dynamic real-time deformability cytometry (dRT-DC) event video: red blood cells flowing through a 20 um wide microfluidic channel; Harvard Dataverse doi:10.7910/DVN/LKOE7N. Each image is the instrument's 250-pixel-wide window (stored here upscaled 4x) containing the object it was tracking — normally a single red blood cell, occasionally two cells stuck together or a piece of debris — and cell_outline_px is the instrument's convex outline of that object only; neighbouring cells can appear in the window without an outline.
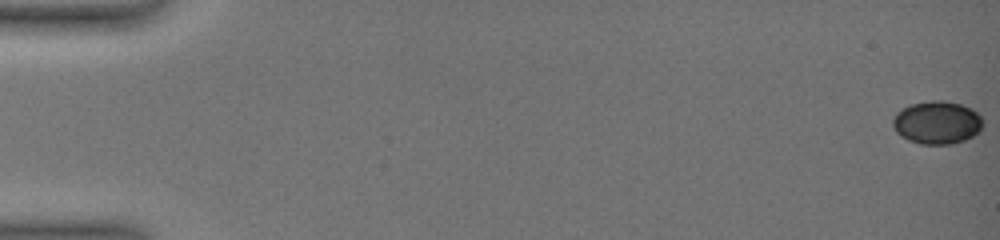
{"species": "common noctule bat (a hibernating species)", "species_latin": "Nyctalus noctula", "temperature_condition": "warm", "stored_images_in_passage": 10, "camera_frame_rate_fps": 3000, "um_per_image_px": 0.085, "animal": {"sex": "female", "body_mass_g": 19.0, "forearm_length_mm": 51.5}, "frame": {"image": 1, "passage_image": 1, "time_ms": 0.0, "image_size_px": [1000, 240], "cell_outline_px": [[984, 124], [980, 132], [964, 140], [952, 144], [920, 144], [908, 140], [900, 136], [896, 132], [892, 124], [892, 120], [896, 112], [912, 104], [932, 100], [944, 100], [960, 104], [972, 108], [984, 120]], "centroid_in_image_um": [79.66, 10.42], "position_along_channel_um": 5.3, "area_um2": 22.77}}
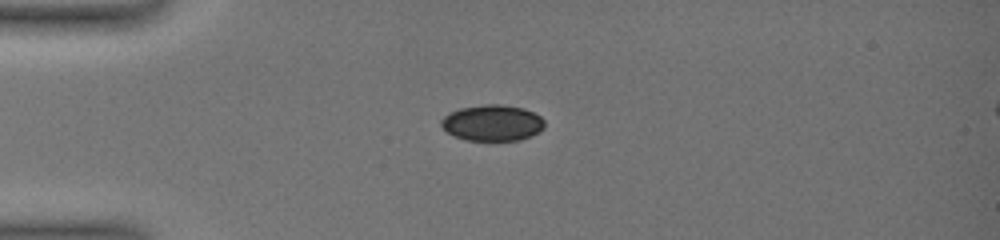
{"frame": {"image": 2, "passage_image": 7, "time_ms": 5.333, "image_size_px": [1000, 240], "cell_outline_px": [[544, 128], [520, 140], [464, 140], [452, 136], [440, 124], [440, 120], [444, 116], [460, 108], [484, 104], [500, 104], [524, 108], [540, 116], [544, 120]], "centroid_in_image_um": [41.83, 10.44], "position_along_channel_um": 43.2, "area_um2": 21.62}}
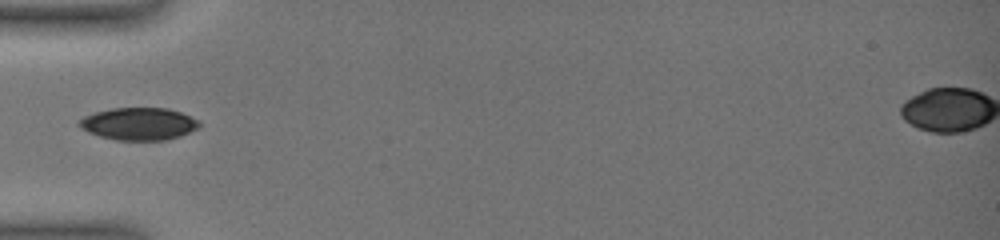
{"frame": {"image": 3, "passage_image": 9, "time_ms": 7.0, "image_size_px": [1000, 240], "cell_outline_px": [[200, 128], [180, 136], [168, 140], [116, 140], [100, 136], [88, 132], [80, 128], [76, 124], [76, 120], [84, 116], [96, 112], [112, 108], [168, 108], [180, 112], [200, 120]], "centroid_in_image_um": [11.79, 10.53], "position_along_channel_um": 73.2, "area_um2": 22.95}}